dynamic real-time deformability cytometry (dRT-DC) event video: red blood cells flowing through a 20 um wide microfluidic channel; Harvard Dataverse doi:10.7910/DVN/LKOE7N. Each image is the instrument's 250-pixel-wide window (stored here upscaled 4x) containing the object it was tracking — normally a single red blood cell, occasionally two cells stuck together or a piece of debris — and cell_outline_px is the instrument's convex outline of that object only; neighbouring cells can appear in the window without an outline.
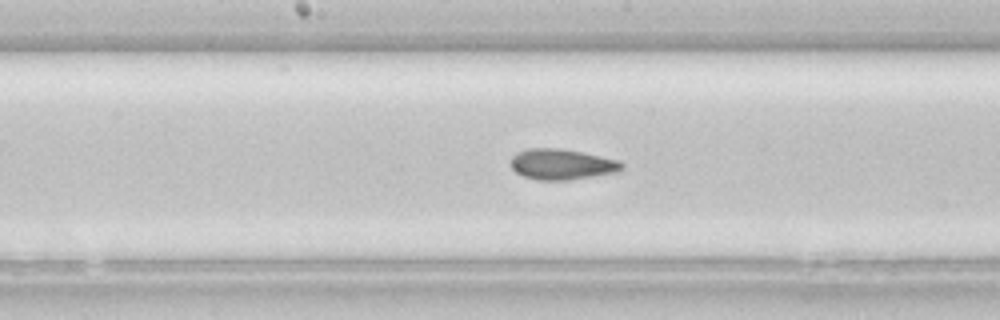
{"species": "common noctule bat (a hibernating species)", "species_latin": "Nyctalus noctula", "temperature_condition": "room temperature", "stored_images_in_passage": 23, "camera_frame_rate_fps": 3000, "um_per_image_px": 0.085, "animal": {"sex": "female", "body_mass_g": 22.7, "forearm_length_mm": 54.2}, "frame": {"image": 1, "passage_image": 16, "time_ms": 5.0, "image_size_px": [1000, 320], "cell_outline_px": [[624, 168], [616, 172], [568, 180], [536, 180], [524, 176], [516, 172], [512, 168], [512, 156], [516, 152], [528, 148], [560, 148], [600, 156], [616, 160], [624, 164]], "centroid_in_image_um": [47.73, 13.96], "position_along_channel_um": 200.5, "area_um2": 19.65}}